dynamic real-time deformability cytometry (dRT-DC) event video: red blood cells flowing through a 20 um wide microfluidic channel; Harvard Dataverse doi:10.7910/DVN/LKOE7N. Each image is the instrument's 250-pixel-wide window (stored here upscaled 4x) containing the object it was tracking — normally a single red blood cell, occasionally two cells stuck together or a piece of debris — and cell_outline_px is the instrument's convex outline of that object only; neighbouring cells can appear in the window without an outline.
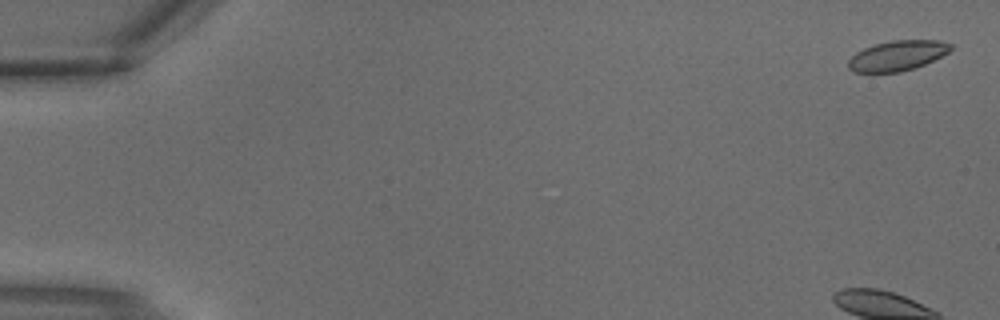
{"species": "common noctule bat (a hibernating species)", "species_latin": "Nyctalus noctula", "temperature_condition": "warm", "stored_images_in_passage": 4, "camera_frame_rate_fps": 3000, "um_per_image_px": 0.085, "animal": {"sex": "male", "body_mass_g": 18.8}, "frame": {"image": 1, "passage_image": 1, "time_ms": 0.0, "image_size_px": [1000, 320], "cell_outline_px": [[952, 48], [948, 52], [924, 64], [900, 72], [856, 72], [848, 68], [848, 60], [856, 52], [864, 48], [876, 44], [892, 40], [940, 40], [952, 44]], "centroid_in_image_um": [76.27, 4.72], "position_along_channel_um": 8.7, "area_um2": 17.74}}